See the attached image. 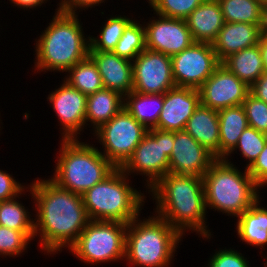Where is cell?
Wrapping results in <instances>:
<instances>
[{
  "instance_id": "obj_24",
  "label": "cell",
  "mask_w": 267,
  "mask_h": 267,
  "mask_svg": "<svg viewBox=\"0 0 267 267\" xmlns=\"http://www.w3.org/2000/svg\"><path fill=\"white\" fill-rule=\"evenodd\" d=\"M124 106V96L110 89H101L87 95L86 122L96 131L114 117Z\"/></svg>"
},
{
  "instance_id": "obj_8",
  "label": "cell",
  "mask_w": 267,
  "mask_h": 267,
  "mask_svg": "<svg viewBox=\"0 0 267 267\" xmlns=\"http://www.w3.org/2000/svg\"><path fill=\"white\" fill-rule=\"evenodd\" d=\"M126 229L123 222L90 220L69 250L87 264L124 260Z\"/></svg>"
},
{
  "instance_id": "obj_23",
  "label": "cell",
  "mask_w": 267,
  "mask_h": 267,
  "mask_svg": "<svg viewBox=\"0 0 267 267\" xmlns=\"http://www.w3.org/2000/svg\"><path fill=\"white\" fill-rule=\"evenodd\" d=\"M258 198L237 220V234L241 240L251 246L267 245V209L259 206Z\"/></svg>"
},
{
  "instance_id": "obj_30",
  "label": "cell",
  "mask_w": 267,
  "mask_h": 267,
  "mask_svg": "<svg viewBox=\"0 0 267 267\" xmlns=\"http://www.w3.org/2000/svg\"><path fill=\"white\" fill-rule=\"evenodd\" d=\"M16 198L0 201V226L21 232H34V220Z\"/></svg>"
},
{
  "instance_id": "obj_13",
  "label": "cell",
  "mask_w": 267,
  "mask_h": 267,
  "mask_svg": "<svg viewBox=\"0 0 267 267\" xmlns=\"http://www.w3.org/2000/svg\"><path fill=\"white\" fill-rule=\"evenodd\" d=\"M200 104L216 111L242 105L250 87L220 64L198 88Z\"/></svg>"
},
{
  "instance_id": "obj_42",
  "label": "cell",
  "mask_w": 267,
  "mask_h": 267,
  "mask_svg": "<svg viewBox=\"0 0 267 267\" xmlns=\"http://www.w3.org/2000/svg\"><path fill=\"white\" fill-rule=\"evenodd\" d=\"M260 35L261 37H267V4L262 5L261 8V23H260Z\"/></svg>"
},
{
  "instance_id": "obj_29",
  "label": "cell",
  "mask_w": 267,
  "mask_h": 267,
  "mask_svg": "<svg viewBox=\"0 0 267 267\" xmlns=\"http://www.w3.org/2000/svg\"><path fill=\"white\" fill-rule=\"evenodd\" d=\"M146 49L144 25L131 20L124 28L123 34L118 41L113 53L119 57L133 61Z\"/></svg>"
},
{
  "instance_id": "obj_26",
  "label": "cell",
  "mask_w": 267,
  "mask_h": 267,
  "mask_svg": "<svg viewBox=\"0 0 267 267\" xmlns=\"http://www.w3.org/2000/svg\"><path fill=\"white\" fill-rule=\"evenodd\" d=\"M221 64L249 87L265 72L259 44L229 55Z\"/></svg>"
},
{
  "instance_id": "obj_12",
  "label": "cell",
  "mask_w": 267,
  "mask_h": 267,
  "mask_svg": "<svg viewBox=\"0 0 267 267\" xmlns=\"http://www.w3.org/2000/svg\"><path fill=\"white\" fill-rule=\"evenodd\" d=\"M133 91L164 94L174 88L171 56L145 49L133 61Z\"/></svg>"
},
{
  "instance_id": "obj_21",
  "label": "cell",
  "mask_w": 267,
  "mask_h": 267,
  "mask_svg": "<svg viewBox=\"0 0 267 267\" xmlns=\"http://www.w3.org/2000/svg\"><path fill=\"white\" fill-rule=\"evenodd\" d=\"M184 130L219 159L218 111L200 104L188 119Z\"/></svg>"
},
{
  "instance_id": "obj_19",
  "label": "cell",
  "mask_w": 267,
  "mask_h": 267,
  "mask_svg": "<svg viewBox=\"0 0 267 267\" xmlns=\"http://www.w3.org/2000/svg\"><path fill=\"white\" fill-rule=\"evenodd\" d=\"M259 25L225 22L212 43L217 58L222 62L229 55L259 44Z\"/></svg>"
},
{
  "instance_id": "obj_36",
  "label": "cell",
  "mask_w": 267,
  "mask_h": 267,
  "mask_svg": "<svg viewBox=\"0 0 267 267\" xmlns=\"http://www.w3.org/2000/svg\"><path fill=\"white\" fill-rule=\"evenodd\" d=\"M242 253L233 249H221L208 262V267H250L249 261L246 260Z\"/></svg>"
},
{
  "instance_id": "obj_33",
  "label": "cell",
  "mask_w": 267,
  "mask_h": 267,
  "mask_svg": "<svg viewBox=\"0 0 267 267\" xmlns=\"http://www.w3.org/2000/svg\"><path fill=\"white\" fill-rule=\"evenodd\" d=\"M156 15L186 19L205 0H148Z\"/></svg>"
},
{
  "instance_id": "obj_6",
  "label": "cell",
  "mask_w": 267,
  "mask_h": 267,
  "mask_svg": "<svg viewBox=\"0 0 267 267\" xmlns=\"http://www.w3.org/2000/svg\"><path fill=\"white\" fill-rule=\"evenodd\" d=\"M59 153L51 180L76 194H84L116 169L98 147L78 139H62Z\"/></svg>"
},
{
  "instance_id": "obj_2",
  "label": "cell",
  "mask_w": 267,
  "mask_h": 267,
  "mask_svg": "<svg viewBox=\"0 0 267 267\" xmlns=\"http://www.w3.org/2000/svg\"><path fill=\"white\" fill-rule=\"evenodd\" d=\"M149 192L156 200L155 214L182 236L188 229L205 239L211 236L205 221L207 208L202 177L167 173Z\"/></svg>"
},
{
  "instance_id": "obj_41",
  "label": "cell",
  "mask_w": 267,
  "mask_h": 267,
  "mask_svg": "<svg viewBox=\"0 0 267 267\" xmlns=\"http://www.w3.org/2000/svg\"><path fill=\"white\" fill-rule=\"evenodd\" d=\"M9 1H11V3H13L14 4V6L16 5V6H18L19 8H36V7H38V6H41L42 5V3H45V1L46 0H9Z\"/></svg>"
},
{
  "instance_id": "obj_14",
  "label": "cell",
  "mask_w": 267,
  "mask_h": 267,
  "mask_svg": "<svg viewBox=\"0 0 267 267\" xmlns=\"http://www.w3.org/2000/svg\"><path fill=\"white\" fill-rule=\"evenodd\" d=\"M157 16L144 26L147 49L173 56L194 42L186 20Z\"/></svg>"
},
{
  "instance_id": "obj_1",
  "label": "cell",
  "mask_w": 267,
  "mask_h": 267,
  "mask_svg": "<svg viewBox=\"0 0 267 267\" xmlns=\"http://www.w3.org/2000/svg\"><path fill=\"white\" fill-rule=\"evenodd\" d=\"M29 187L37 210L34 236H40L42 250L54 254L62 247L69 249L90 221L82 195L59 187L51 179H37Z\"/></svg>"
},
{
  "instance_id": "obj_3",
  "label": "cell",
  "mask_w": 267,
  "mask_h": 267,
  "mask_svg": "<svg viewBox=\"0 0 267 267\" xmlns=\"http://www.w3.org/2000/svg\"><path fill=\"white\" fill-rule=\"evenodd\" d=\"M76 13L56 11L35 45V68L67 72L89 56L90 39L85 38Z\"/></svg>"
},
{
  "instance_id": "obj_17",
  "label": "cell",
  "mask_w": 267,
  "mask_h": 267,
  "mask_svg": "<svg viewBox=\"0 0 267 267\" xmlns=\"http://www.w3.org/2000/svg\"><path fill=\"white\" fill-rule=\"evenodd\" d=\"M200 105L198 89L177 87L164 93V103L158 120V129L182 131L188 119Z\"/></svg>"
},
{
  "instance_id": "obj_37",
  "label": "cell",
  "mask_w": 267,
  "mask_h": 267,
  "mask_svg": "<svg viewBox=\"0 0 267 267\" xmlns=\"http://www.w3.org/2000/svg\"><path fill=\"white\" fill-rule=\"evenodd\" d=\"M24 185H21L9 173L0 170V201L19 198L24 193Z\"/></svg>"
},
{
  "instance_id": "obj_35",
  "label": "cell",
  "mask_w": 267,
  "mask_h": 267,
  "mask_svg": "<svg viewBox=\"0 0 267 267\" xmlns=\"http://www.w3.org/2000/svg\"><path fill=\"white\" fill-rule=\"evenodd\" d=\"M248 125L257 131L267 134V103L249 93L242 103Z\"/></svg>"
},
{
  "instance_id": "obj_27",
  "label": "cell",
  "mask_w": 267,
  "mask_h": 267,
  "mask_svg": "<svg viewBox=\"0 0 267 267\" xmlns=\"http://www.w3.org/2000/svg\"><path fill=\"white\" fill-rule=\"evenodd\" d=\"M67 72L69 75L65 81L85 95L93 94L104 88L97 65L89 56L76 63Z\"/></svg>"
},
{
  "instance_id": "obj_22",
  "label": "cell",
  "mask_w": 267,
  "mask_h": 267,
  "mask_svg": "<svg viewBox=\"0 0 267 267\" xmlns=\"http://www.w3.org/2000/svg\"><path fill=\"white\" fill-rule=\"evenodd\" d=\"M219 159H224L237 145L242 132L249 126L242 105L218 111Z\"/></svg>"
},
{
  "instance_id": "obj_16",
  "label": "cell",
  "mask_w": 267,
  "mask_h": 267,
  "mask_svg": "<svg viewBox=\"0 0 267 267\" xmlns=\"http://www.w3.org/2000/svg\"><path fill=\"white\" fill-rule=\"evenodd\" d=\"M48 99L62 125V139H77L86 125L87 95L64 80L60 88L48 95Z\"/></svg>"
},
{
  "instance_id": "obj_9",
  "label": "cell",
  "mask_w": 267,
  "mask_h": 267,
  "mask_svg": "<svg viewBox=\"0 0 267 267\" xmlns=\"http://www.w3.org/2000/svg\"><path fill=\"white\" fill-rule=\"evenodd\" d=\"M173 144V131L149 129L121 169L128 176L131 172L144 174L149 178L146 180V187L151 189L163 176L169 173V157L173 150Z\"/></svg>"
},
{
  "instance_id": "obj_15",
  "label": "cell",
  "mask_w": 267,
  "mask_h": 267,
  "mask_svg": "<svg viewBox=\"0 0 267 267\" xmlns=\"http://www.w3.org/2000/svg\"><path fill=\"white\" fill-rule=\"evenodd\" d=\"M215 160L214 155L185 130L174 132L169 173L203 177Z\"/></svg>"
},
{
  "instance_id": "obj_38",
  "label": "cell",
  "mask_w": 267,
  "mask_h": 267,
  "mask_svg": "<svg viewBox=\"0 0 267 267\" xmlns=\"http://www.w3.org/2000/svg\"><path fill=\"white\" fill-rule=\"evenodd\" d=\"M247 170L259 189L267 184V143L257 159Z\"/></svg>"
},
{
  "instance_id": "obj_43",
  "label": "cell",
  "mask_w": 267,
  "mask_h": 267,
  "mask_svg": "<svg viewBox=\"0 0 267 267\" xmlns=\"http://www.w3.org/2000/svg\"><path fill=\"white\" fill-rule=\"evenodd\" d=\"M265 72H267V37H261L259 41Z\"/></svg>"
},
{
  "instance_id": "obj_39",
  "label": "cell",
  "mask_w": 267,
  "mask_h": 267,
  "mask_svg": "<svg viewBox=\"0 0 267 267\" xmlns=\"http://www.w3.org/2000/svg\"><path fill=\"white\" fill-rule=\"evenodd\" d=\"M103 2L104 0H61L57 11L66 13H77L75 11H77L78 9H88L89 7L92 8L94 6H98L100 3Z\"/></svg>"
},
{
  "instance_id": "obj_44",
  "label": "cell",
  "mask_w": 267,
  "mask_h": 267,
  "mask_svg": "<svg viewBox=\"0 0 267 267\" xmlns=\"http://www.w3.org/2000/svg\"><path fill=\"white\" fill-rule=\"evenodd\" d=\"M261 5H266L267 4V0H257Z\"/></svg>"
},
{
  "instance_id": "obj_25",
  "label": "cell",
  "mask_w": 267,
  "mask_h": 267,
  "mask_svg": "<svg viewBox=\"0 0 267 267\" xmlns=\"http://www.w3.org/2000/svg\"><path fill=\"white\" fill-rule=\"evenodd\" d=\"M164 94H142L131 91L124 96V108L148 130L158 129Z\"/></svg>"
},
{
  "instance_id": "obj_32",
  "label": "cell",
  "mask_w": 267,
  "mask_h": 267,
  "mask_svg": "<svg viewBox=\"0 0 267 267\" xmlns=\"http://www.w3.org/2000/svg\"><path fill=\"white\" fill-rule=\"evenodd\" d=\"M267 143V134L257 131L255 128L248 126L240 135L235 148L224 158L239 149L241 154L249 161L246 169L250 167L257 159ZM236 149V150H235Z\"/></svg>"
},
{
  "instance_id": "obj_5",
  "label": "cell",
  "mask_w": 267,
  "mask_h": 267,
  "mask_svg": "<svg viewBox=\"0 0 267 267\" xmlns=\"http://www.w3.org/2000/svg\"><path fill=\"white\" fill-rule=\"evenodd\" d=\"M203 179L206 208L239 217L258 199V186L245 168L239 171L231 161L216 159Z\"/></svg>"
},
{
  "instance_id": "obj_10",
  "label": "cell",
  "mask_w": 267,
  "mask_h": 267,
  "mask_svg": "<svg viewBox=\"0 0 267 267\" xmlns=\"http://www.w3.org/2000/svg\"><path fill=\"white\" fill-rule=\"evenodd\" d=\"M147 133L148 129L123 107L94 134L104 147L100 153L116 168H121Z\"/></svg>"
},
{
  "instance_id": "obj_40",
  "label": "cell",
  "mask_w": 267,
  "mask_h": 267,
  "mask_svg": "<svg viewBox=\"0 0 267 267\" xmlns=\"http://www.w3.org/2000/svg\"><path fill=\"white\" fill-rule=\"evenodd\" d=\"M250 93L267 103V72H264L251 86Z\"/></svg>"
},
{
  "instance_id": "obj_7",
  "label": "cell",
  "mask_w": 267,
  "mask_h": 267,
  "mask_svg": "<svg viewBox=\"0 0 267 267\" xmlns=\"http://www.w3.org/2000/svg\"><path fill=\"white\" fill-rule=\"evenodd\" d=\"M128 181V182H127ZM144 194L129 185L128 176L116 168L104 180L82 194L88 218L93 221L130 223L144 206Z\"/></svg>"
},
{
  "instance_id": "obj_18",
  "label": "cell",
  "mask_w": 267,
  "mask_h": 267,
  "mask_svg": "<svg viewBox=\"0 0 267 267\" xmlns=\"http://www.w3.org/2000/svg\"><path fill=\"white\" fill-rule=\"evenodd\" d=\"M89 57L97 65L105 89L119 92L122 96L133 91V66L131 60L113 52L89 51Z\"/></svg>"
},
{
  "instance_id": "obj_20",
  "label": "cell",
  "mask_w": 267,
  "mask_h": 267,
  "mask_svg": "<svg viewBox=\"0 0 267 267\" xmlns=\"http://www.w3.org/2000/svg\"><path fill=\"white\" fill-rule=\"evenodd\" d=\"M185 20L194 42L211 44L225 24L217 0H205Z\"/></svg>"
},
{
  "instance_id": "obj_11",
  "label": "cell",
  "mask_w": 267,
  "mask_h": 267,
  "mask_svg": "<svg viewBox=\"0 0 267 267\" xmlns=\"http://www.w3.org/2000/svg\"><path fill=\"white\" fill-rule=\"evenodd\" d=\"M172 75L177 87L198 89L221 64L211 43L193 42L171 56Z\"/></svg>"
},
{
  "instance_id": "obj_28",
  "label": "cell",
  "mask_w": 267,
  "mask_h": 267,
  "mask_svg": "<svg viewBox=\"0 0 267 267\" xmlns=\"http://www.w3.org/2000/svg\"><path fill=\"white\" fill-rule=\"evenodd\" d=\"M225 22L249 23L259 25L261 23L262 5L257 0H217Z\"/></svg>"
},
{
  "instance_id": "obj_4",
  "label": "cell",
  "mask_w": 267,
  "mask_h": 267,
  "mask_svg": "<svg viewBox=\"0 0 267 267\" xmlns=\"http://www.w3.org/2000/svg\"><path fill=\"white\" fill-rule=\"evenodd\" d=\"M138 217L127 224L124 259L139 267H169L183 236L157 215Z\"/></svg>"
},
{
  "instance_id": "obj_34",
  "label": "cell",
  "mask_w": 267,
  "mask_h": 267,
  "mask_svg": "<svg viewBox=\"0 0 267 267\" xmlns=\"http://www.w3.org/2000/svg\"><path fill=\"white\" fill-rule=\"evenodd\" d=\"M33 238L34 232H21L0 226V255L20 256Z\"/></svg>"
},
{
  "instance_id": "obj_31",
  "label": "cell",
  "mask_w": 267,
  "mask_h": 267,
  "mask_svg": "<svg viewBox=\"0 0 267 267\" xmlns=\"http://www.w3.org/2000/svg\"><path fill=\"white\" fill-rule=\"evenodd\" d=\"M130 21L131 19L126 16H111L104 24L98 38L89 37V51L113 52L123 34L124 28Z\"/></svg>"
}]
</instances>
